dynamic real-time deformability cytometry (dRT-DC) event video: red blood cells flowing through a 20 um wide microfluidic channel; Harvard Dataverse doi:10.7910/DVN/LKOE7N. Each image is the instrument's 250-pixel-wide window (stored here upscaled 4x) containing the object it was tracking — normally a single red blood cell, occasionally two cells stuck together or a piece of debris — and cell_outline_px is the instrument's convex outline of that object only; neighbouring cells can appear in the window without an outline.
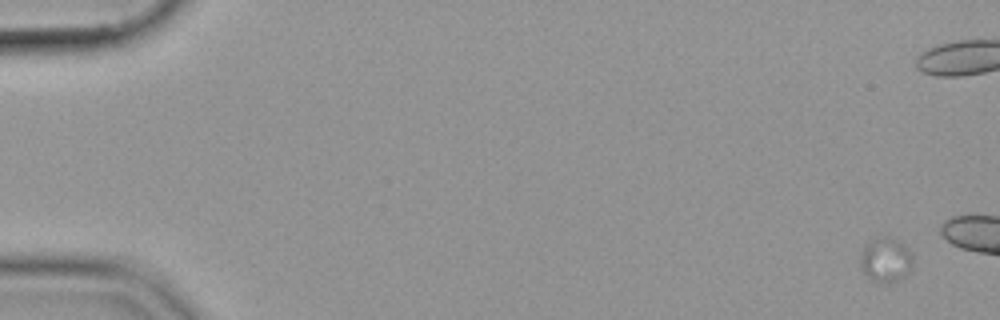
{"species": "common noctule bat (a hibernating species)", "species_latin": "Nyctalus noctula", "temperature_condition": "cold", "stored_images_in_passage": 13, "camera_frame_rate_fps": 3000, "um_per_image_px": 0.085, "animal": {"sex": "female", "body_mass_g": 19.9}, "frame": {"image": 1, "passage_image": 1, "time_ms": 0.0, "image_size_px": [1000, 320], "cell_outline_px": [[912, 260], [908, 272], [896, 280], [888, 284], [884, 284], [872, 280], [864, 272], [860, 264], [860, 256], [868, 240], [880, 232], [904, 244], [912, 252]], "centroid_in_image_um": [75.26, 22.02], "position_along_channel_um": 9.7, "area_um2": 13.87}}